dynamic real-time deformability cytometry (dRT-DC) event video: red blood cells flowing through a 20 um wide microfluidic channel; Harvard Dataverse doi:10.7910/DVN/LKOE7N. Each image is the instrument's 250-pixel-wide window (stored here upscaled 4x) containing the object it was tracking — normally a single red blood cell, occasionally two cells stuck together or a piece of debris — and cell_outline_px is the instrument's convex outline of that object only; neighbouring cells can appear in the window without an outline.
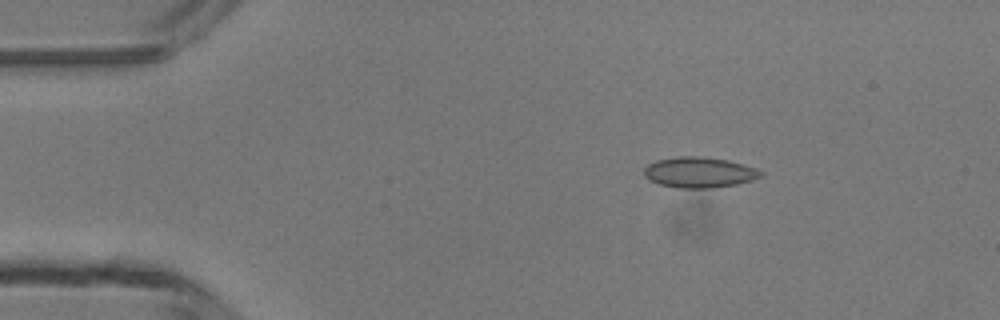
{"species": "common noctule bat (a hibernating species)", "species_latin": "Nyctalus noctula", "temperature_condition": "room temperature", "stored_images_in_passage": 42, "camera_frame_rate_fps": 3000, "um_per_image_px": 0.085, "animal": {"sex": "male", "body_mass_g": 13.3}, "frame": {"image": 1, "passage_image": 2, "time_ms": 0.333, "image_size_px": [1000, 320], "cell_outline_px": [[764, 176], [752, 180], [736, 184], [712, 188], [676, 188], [660, 184], [648, 180], [644, 176], [644, 168], [648, 164], [656, 160], [676, 156], [700, 156], [728, 160], [744, 164], [756, 168], [764, 172]], "centroid_in_image_um": [59.44, 14.65], "position_along_channel_um": 25.6, "area_um2": 21.1}}
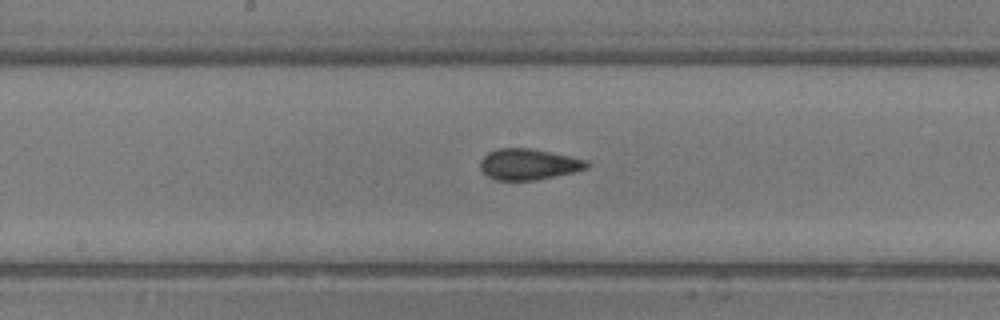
{"frame": {"image": 2, "passage_image": 19, "time_ms": 6.0, "image_size_px": [1000, 320], "cell_outline_px": [[592, 164], [588, 168], [572, 172], [536, 180], [496, 180], [488, 176], [480, 168], [480, 160], [488, 152], [496, 148], [532, 148], [588, 160]], "centroid_in_image_um": [44.93, 13.95], "position_along_channel_um": 203.3, "area_um2": 19.31}}
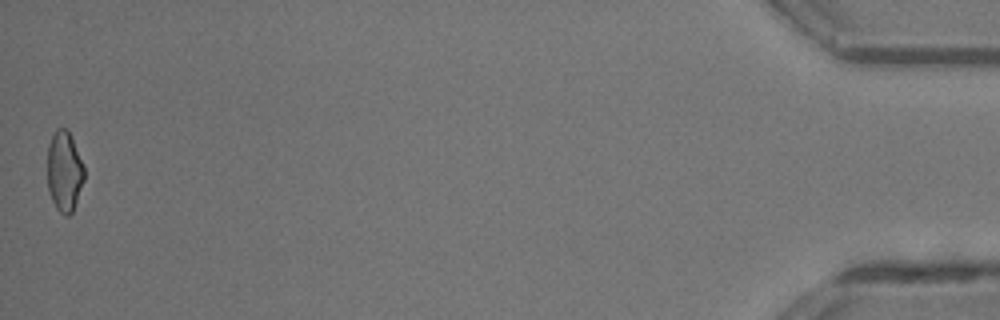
{"frame": {"image": 3, "passage_image": 42, "time_ms": 13.667, "image_size_px": [1000, 320], "cell_outline_px": [[84, 180], [72, 212], [68, 216], [64, 216], [56, 208], [48, 192], [48, 144], [56, 128], [68, 128], [84, 168]], "centroid_in_image_um": [5.46, 14.56], "position_along_channel_um": 429.7, "area_um2": 17.17}, "authors_computed_cell_mechanics": {"area_um2": 18.9295, "velocity_mm_per_s": 4.2796, "shape_relaxation_time_tau1_ms": 6.3555, "shape_relaxation_time_tau2_ms": 1.3864, "deformation_change_tau1": 0.1151, "deformation_change_tau2": 0.0769}}